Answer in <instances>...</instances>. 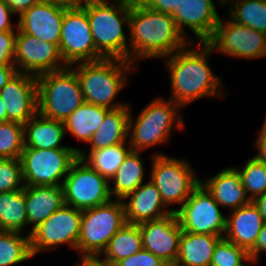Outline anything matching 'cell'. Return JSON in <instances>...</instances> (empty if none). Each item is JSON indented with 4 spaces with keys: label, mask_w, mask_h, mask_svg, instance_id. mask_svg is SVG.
Segmentation results:
<instances>
[{
    "label": "cell",
    "mask_w": 266,
    "mask_h": 266,
    "mask_svg": "<svg viewBox=\"0 0 266 266\" xmlns=\"http://www.w3.org/2000/svg\"><path fill=\"white\" fill-rule=\"evenodd\" d=\"M126 223L121 199L82 210L77 250L83 253L82 256H99Z\"/></svg>",
    "instance_id": "8992f818"
},
{
    "label": "cell",
    "mask_w": 266,
    "mask_h": 266,
    "mask_svg": "<svg viewBox=\"0 0 266 266\" xmlns=\"http://www.w3.org/2000/svg\"><path fill=\"white\" fill-rule=\"evenodd\" d=\"M23 188L24 182L22 177L21 160L0 159V193L20 190Z\"/></svg>",
    "instance_id": "8d00e7d4"
},
{
    "label": "cell",
    "mask_w": 266,
    "mask_h": 266,
    "mask_svg": "<svg viewBox=\"0 0 266 266\" xmlns=\"http://www.w3.org/2000/svg\"><path fill=\"white\" fill-rule=\"evenodd\" d=\"M59 50L67 66L104 59L96 50L87 13L83 8L65 10Z\"/></svg>",
    "instance_id": "7c38bea8"
},
{
    "label": "cell",
    "mask_w": 266,
    "mask_h": 266,
    "mask_svg": "<svg viewBox=\"0 0 266 266\" xmlns=\"http://www.w3.org/2000/svg\"><path fill=\"white\" fill-rule=\"evenodd\" d=\"M261 251L266 252V223L263 224V227L257 237L254 248L249 252V256L257 260V256Z\"/></svg>",
    "instance_id": "7bdbcfd3"
},
{
    "label": "cell",
    "mask_w": 266,
    "mask_h": 266,
    "mask_svg": "<svg viewBox=\"0 0 266 266\" xmlns=\"http://www.w3.org/2000/svg\"><path fill=\"white\" fill-rule=\"evenodd\" d=\"M139 228L143 248L161 258L169 266H174L183 232L175 212L158 220L141 223Z\"/></svg>",
    "instance_id": "2e32d148"
},
{
    "label": "cell",
    "mask_w": 266,
    "mask_h": 266,
    "mask_svg": "<svg viewBox=\"0 0 266 266\" xmlns=\"http://www.w3.org/2000/svg\"><path fill=\"white\" fill-rule=\"evenodd\" d=\"M82 210L64 204L29 233L32 256L62 243L77 249Z\"/></svg>",
    "instance_id": "4fadbf2b"
},
{
    "label": "cell",
    "mask_w": 266,
    "mask_h": 266,
    "mask_svg": "<svg viewBox=\"0 0 266 266\" xmlns=\"http://www.w3.org/2000/svg\"><path fill=\"white\" fill-rule=\"evenodd\" d=\"M252 202L258 208L264 223H266V192L256 197Z\"/></svg>",
    "instance_id": "c3c4849f"
},
{
    "label": "cell",
    "mask_w": 266,
    "mask_h": 266,
    "mask_svg": "<svg viewBox=\"0 0 266 266\" xmlns=\"http://www.w3.org/2000/svg\"><path fill=\"white\" fill-rule=\"evenodd\" d=\"M64 202L84 210L109 202V181L83 159L77 158L63 178Z\"/></svg>",
    "instance_id": "9c48e42d"
},
{
    "label": "cell",
    "mask_w": 266,
    "mask_h": 266,
    "mask_svg": "<svg viewBox=\"0 0 266 266\" xmlns=\"http://www.w3.org/2000/svg\"><path fill=\"white\" fill-rule=\"evenodd\" d=\"M77 158L73 148L24 147L20 157L24 186H62L60 179L67 176Z\"/></svg>",
    "instance_id": "ba28073f"
},
{
    "label": "cell",
    "mask_w": 266,
    "mask_h": 266,
    "mask_svg": "<svg viewBox=\"0 0 266 266\" xmlns=\"http://www.w3.org/2000/svg\"><path fill=\"white\" fill-rule=\"evenodd\" d=\"M221 3H227V2H229L230 0H219ZM226 1V2H225Z\"/></svg>",
    "instance_id": "f907efd6"
},
{
    "label": "cell",
    "mask_w": 266,
    "mask_h": 266,
    "mask_svg": "<svg viewBox=\"0 0 266 266\" xmlns=\"http://www.w3.org/2000/svg\"><path fill=\"white\" fill-rule=\"evenodd\" d=\"M131 40L130 62L136 59L169 57L190 45L179 32L171 14L148 9L139 0H131L129 25ZM133 53V54H132ZM132 54V55H131Z\"/></svg>",
    "instance_id": "6da1fadb"
},
{
    "label": "cell",
    "mask_w": 266,
    "mask_h": 266,
    "mask_svg": "<svg viewBox=\"0 0 266 266\" xmlns=\"http://www.w3.org/2000/svg\"><path fill=\"white\" fill-rule=\"evenodd\" d=\"M15 14L11 8L5 3L4 0H0V32L2 31H14L10 22V15Z\"/></svg>",
    "instance_id": "60d3db41"
},
{
    "label": "cell",
    "mask_w": 266,
    "mask_h": 266,
    "mask_svg": "<svg viewBox=\"0 0 266 266\" xmlns=\"http://www.w3.org/2000/svg\"><path fill=\"white\" fill-rule=\"evenodd\" d=\"M65 10L43 0L24 11L16 27L23 33L59 46Z\"/></svg>",
    "instance_id": "ac0fdd59"
},
{
    "label": "cell",
    "mask_w": 266,
    "mask_h": 266,
    "mask_svg": "<svg viewBox=\"0 0 266 266\" xmlns=\"http://www.w3.org/2000/svg\"><path fill=\"white\" fill-rule=\"evenodd\" d=\"M28 224L33 229L50 217L64 204L63 186H24Z\"/></svg>",
    "instance_id": "603a6c76"
},
{
    "label": "cell",
    "mask_w": 266,
    "mask_h": 266,
    "mask_svg": "<svg viewBox=\"0 0 266 266\" xmlns=\"http://www.w3.org/2000/svg\"><path fill=\"white\" fill-rule=\"evenodd\" d=\"M45 1H48L58 7L69 10V9L82 8L87 0H45Z\"/></svg>",
    "instance_id": "bcb514c9"
},
{
    "label": "cell",
    "mask_w": 266,
    "mask_h": 266,
    "mask_svg": "<svg viewBox=\"0 0 266 266\" xmlns=\"http://www.w3.org/2000/svg\"><path fill=\"white\" fill-rule=\"evenodd\" d=\"M219 206L200 183L180 209L172 210L183 231L224 237L227 217L220 212Z\"/></svg>",
    "instance_id": "30bf717a"
},
{
    "label": "cell",
    "mask_w": 266,
    "mask_h": 266,
    "mask_svg": "<svg viewBox=\"0 0 266 266\" xmlns=\"http://www.w3.org/2000/svg\"><path fill=\"white\" fill-rule=\"evenodd\" d=\"M80 266H113L105 260H100L99 256H82Z\"/></svg>",
    "instance_id": "7dc6e473"
},
{
    "label": "cell",
    "mask_w": 266,
    "mask_h": 266,
    "mask_svg": "<svg viewBox=\"0 0 266 266\" xmlns=\"http://www.w3.org/2000/svg\"><path fill=\"white\" fill-rule=\"evenodd\" d=\"M212 50L232 57L258 58L266 56V34L251 27L220 19L211 38L206 42Z\"/></svg>",
    "instance_id": "5bb4252c"
},
{
    "label": "cell",
    "mask_w": 266,
    "mask_h": 266,
    "mask_svg": "<svg viewBox=\"0 0 266 266\" xmlns=\"http://www.w3.org/2000/svg\"><path fill=\"white\" fill-rule=\"evenodd\" d=\"M7 122L6 105L0 95V123Z\"/></svg>",
    "instance_id": "681fc988"
},
{
    "label": "cell",
    "mask_w": 266,
    "mask_h": 266,
    "mask_svg": "<svg viewBox=\"0 0 266 266\" xmlns=\"http://www.w3.org/2000/svg\"><path fill=\"white\" fill-rule=\"evenodd\" d=\"M128 197H130V201L127 204L124 202L127 223L139 225L144 222L164 218L173 213L171 209L163 211L165 204L161 193L151 181L140 185L123 200Z\"/></svg>",
    "instance_id": "ffe728a7"
},
{
    "label": "cell",
    "mask_w": 266,
    "mask_h": 266,
    "mask_svg": "<svg viewBox=\"0 0 266 266\" xmlns=\"http://www.w3.org/2000/svg\"><path fill=\"white\" fill-rule=\"evenodd\" d=\"M130 107L128 105L110 110L100 127L91 136L90 151H96L116 144L126 143L128 137V120Z\"/></svg>",
    "instance_id": "484cf974"
},
{
    "label": "cell",
    "mask_w": 266,
    "mask_h": 266,
    "mask_svg": "<svg viewBox=\"0 0 266 266\" xmlns=\"http://www.w3.org/2000/svg\"><path fill=\"white\" fill-rule=\"evenodd\" d=\"M178 107L182 108L171 99H155L143 109L134 125L130 112L128 132L131 131L132 134L128 143L131 149L140 152L150 146L167 142L174 124L177 129H182L181 116L177 115Z\"/></svg>",
    "instance_id": "52a82bcc"
},
{
    "label": "cell",
    "mask_w": 266,
    "mask_h": 266,
    "mask_svg": "<svg viewBox=\"0 0 266 266\" xmlns=\"http://www.w3.org/2000/svg\"><path fill=\"white\" fill-rule=\"evenodd\" d=\"M114 266H169L161 258L142 248L136 254L118 261Z\"/></svg>",
    "instance_id": "74e56055"
},
{
    "label": "cell",
    "mask_w": 266,
    "mask_h": 266,
    "mask_svg": "<svg viewBox=\"0 0 266 266\" xmlns=\"http://www.w3.org/2000/svg\"><path fill=\"white\" fill-rule=\"evenodd\" d=\"M71 68L36 76L38 114L64 122L85 102L77 75Z\"/></svg>",
    "instance_id": "5b68a950"
},
{
    "label": "cell",
    "mask_w": 266,
    "mask_h": 266,
    "mask_svg": "<svg viewBox=\"0 0 266 266\" xmlns=\"http://www.w3.org/2000/svg\"><path fill=\"white\" fill-rule=\"evenodd\" d=\"M60 61L64 62L57 44L42 41L17 28L14 48V66L17 72L38 76L68 67L66 64L60 66Z\"/></svg>",
    "instance_id": "9a60e30c"
},
{
    "label": "cell",
    "mask_w": 266,
    "mask_h": 266,
    "mask_svg": "<svg viewBox=\"0 0 266 266\" xmlns=\"http://www.w3.org/2000/svg\"><path fill=\"white\" fill-rule=\"evenodd\" d=\"M152 163L150 181L157 186L165 206L174 203L182 206L201 182L183 160L156 153Z\"/></svg>",
    "instance_id": "8fae6325"
},
{
    "label": "cell",
    "mask_w": 266,
    "mask_h": 266,
    "mask_svg": "<svg viewBox=\"0 0 266 266\" xmlns=\"http://www.w3.org/2000/svg\"><path fill=\"white\" fill-rule=\"evenodd\" d=\"M7 110V121L25 124L38 113L37 79L28 73L17 72L0 89Z\"/></svg>",
    "instance_id": "e0dca14e"
},
{
    "label": "cell",
    "mask_w": 266,
    "mask_h": 266,
    "mask_svg": "<svg viewBox=\"0 0 266 266\" xmlns=\"http://www.w3.org/2000/svg\"><path fill=\"white\" fill-rule=\"evenodd\" d=\"M223 237L183 231L174 266H210L217 243Z\"/></svg>",
    "instance_id": "d4e9b609"
},
{
    "label": "cell",
    "mask_w": 266,
    "mask_h": 266,
    "mask_svg": "<svg viewBox=\"0 0 266 266\" xmlns=\"http://www.w3.org/2000/svg\"><path fill=\"white\" fill-rule=\"evenodd\" d=\"M237 171L246 193H251L249 195L251 201L266 192V164L253 157L242 170L237 169Z\"/></svg>",
    "instance_id": "e575fe53"
},
{
    "label": "cell",
    "mask_w": 266,
    "mask_h": 266,
    "mask_svg": "<svg viewBox=\"0 0 266 266\" xmlns=\"http://www.w3.org/2000/svg\"><path fill=\"white\" fill-rule=\"evenodd\" d=\"M244 261L256 263L258 260L251 258L245 249L223 237L214 249L210 266H241Z\"/></svg>",
    "instance_id": "d590c367"
},
{
    "label": "cell",
    "mask_w": 266,
    "mask_h": 266,
    "mask_svg": "<svg viewBox=\"0 0 266 266\" xmlns=\"http://www.w3.org/2000/svg\"><path fill=\"white\" fill-rule=\"evenodd\" d=\"M21 232L0 231V266H12L32 258L29 235Z\"/></svg>",
    "instance_id": "1f68e13d"
},
{
    "label": "cell",
    "mask_w": 266,
    "mask_h": 266,
    "mask_svg": "<svg viewBox=\"0 0 266 266\" xmlns=\"http://www.w3.org/2000/svg\"><path fill=\"white\" fill-rule=\"evenodd\" d=\"M256 145L258 147V154L255 157L266 164V118L262 126V130L258 136Z\"/></svg>",
    "instance_id": "ee69618b"
},
{
    "label": "cell",
    "mask_w": 266,
    "mask_h": 266,
    "mask_svg": "<svg viewBox=\"0 0 266 266\" xmlns=\"http://www.w3.org/2000/svg\"><path fill=\"white\" fill-rule=\"evenodd\" d=\"M64 135L63 121L48 119L38 113L24 124L25 147L37 149L73 148L78 153L79 149L59 145Z\"/></svg>",
    "instance_id": "cb8c5ba5"
},
{
    "label": "cell",
    "mask_w": 266,
    "mask_h": 266,
    "mask_svg": "<svg viewBox=\"0 0 266 266\" xmlns=\"http://www.w3.org/2000/svg\"><path fill=\"white\" fill-rule=\"evenodd\" d=\"M27 224L24 188L0 193V231L21 232Z\"/></svg>",
    "instance_id": "f546056e"
},
{
    "label": "cell",
    "mask_w": 266,
    "mask_h": 266,
    "mask_svg": "<svg viewBox=\"0 0 266 266\" xmlns=\"http://www.w3.org/2000/svg\"><path fill=\"white\" fill-rule=\"evenodd\" d=\"M230 4L234 6L230 9L232 21L266 34V0H236Z\"/></svg>",
    "instance_id": "d6a6232c"
},
{
    "label": "cell",
    "mask_w": 266,
    "mask_h": 266,
    "mask_svg": "<svg viewBox=\"0 0 266 266\" xmlns=\"http://www.w3.org/2000/svg\"><path fill=\"white\" fill-rule=\"evenodd\" d=\"M148 9L173 15L183 0H139Z\"/></svg>",
    "instance_id": "ab89813d"
},
{
    "label": "cell",
    "mask_w": 266,
    "mask_h": 266,
    "mask_svg": "<svg viewBox=\"0 0 266 266\" xmlns=\"http://www.w3.org/2000/svg\"><path fill=\"white\" fill-rule=\"evenodd\" d=\"M15 31L0 32V65H14Z\"/></svg>",
    "instance_id": "f35d334b"
},
{
    "label": "cell",
    "mask_w": 266,
    "mask_h": 266,
    "mask_svg": "<svg viewBox=\"0 0 266 266\" xmlns=\"http://www.w3.org/2000/svg\"><path fill=\"white\" fill-rule=\"evenodd\" d=\"M17 73L14 65H0V89H2Z\"/></svg>",
    "instance_id": "f6af8a7d"
},
{
    "label": "cell",
    "mask_w": 266,
    "mask_h": 266,
    "mask_svg": "<svg viewBox=\"0 0 266 266\" xmlns=\"http://www.w3.org/2000/svg\"><path fill=\"white\" fill-rule=\"evenodd\" d=\"M207 180L200 183L221 206L235 210L252 202L247 197L240 174L235 168H226Z\"/></svg>",
    "instance_id": "7402d4cb"
},
{
    "label": "cell",
    "mask_w": 266,
    "mask_h": 266,
    "mask_svg": "<svg viewBox=\"0 0 266 266\" xmlns=\"http://www.w3.org/2000/svg\"><path fill=\"white\" fill-rule=\"evenodd\" d=\"M24 147V125L0 123V159H20Z\"/></svg>",
    "instance_id": "836d02e7"
},
{
    "label": "cell",
    "mask_w": 266,
    "mask_h": 266,
    "mask_svg": "<svg viewBox=\"0 0 266 266\" xmlns=\"http://www.w3.org/2000/svg\"><path fill=\"white\" fill-rule=\"evenodd\" d=\"M172 16L184 37L185 25L194 32L200 43L211 38L220 20L212 0H183Z\"/></svg>",
    "instance_id": "d6986e66"
},
{
    "label": "cell",
    "mask_w": 266,
    "mask_h": 266,
    "mask_svg": "<svg viewBox=\"0 0 266 266\" xmlns=\"http://www.w3.org/2000/svg\"><path fill=\"white\" fill-rule=\"evenodd\" d=\"M116 1L110 6L106 0H89L82 8L87 13L96 50L104 58L130 61L122 24L129 25L131 0Z\"/></svg>",
    "instance_id": "3957f363"
},
{
    "label": "cell",
    "mask_w": 266,
    "mask_h": 266,
    "mask_svg": "<svg viewBox=\"0 0 266 266\" xmlns=\"http://www.w3.org/2000/svg\"><path fill=\"white\" fill-rule=\"evenodd\" d=\"M5 3L11 8V10L19 16L33 5L40 3L43 0H4Z\"/></svg>",
    "instance_id": "b9f144b4"
},
{
    "label": "cell",
    "mask_w": 266,
    "mask_h": 266,
    "mask_svg": "<svg viewBox=\"0 0 266 266\" xmlns=\"http://www.w3.org/2000/svg\"><path fill=\"white\" fill-rule=\"evenodd\" d=\"M264 220L253 202L233 210L226 219V236L224 238L248 253L254 248Z\"/></svg>",
    "instance_id": "44dd1931"
},
{
    "label": "cell",
    "mask_w": 266,
    "mask_h": 266,
    "mask_svg": "<svg viewBox=\"0 0 266 266\" xmlns=\"http://www.w3.org/2000/svg\"><path fill=\"white\" fill-rule=\"evenodd\" d=\"M130 61L119 58H104L94 62H81L72 69L79 80L85 102L110 110L123 107L113 104L114 97L126 84L127 71L132 69Z\"/></svg>",
    "instance_id": "277c9868"
},
{
    "label": "cell",
    "mask_w": 266,
    "mask_h": 266,
    "mask_svg": "<svg viewBox=\"0 0 266 266\" xmlns=\"http://www.w3.org/2000/svg\"><path fill=\"white\" fill-rule=\"evenodd\" d=\"M200 45L203 47L200 52L186 50L185 46L167 61L171 76V99L173 98L172 101L181 107L204 96L216 97L222 94L217 93L218 86H222L220 79L212 73L207 63L213 50L206 42Z\"/></svg>",
    "instance_id": "7a4b0ae2"
},
{
    "label": "cell",
    "mask_w": 266,
    "mask_h": 266,
    "mask_svg": "<svg viewBox=\"0 0 266 266\" xmlns=\"http://www.w3.org/2000/svg\"><path fill=\"white\" fill-rule=\"evenodd\" d=\"M125 144L126 143H120L96 151H90L87 157L85 152L79 150L78 157L83 159L110 182L111 178L123 163L125 157L132 150L130 145L126 148L124 146Z\"/></svg>",
    "instance_id": "4dcf8cb0"
},
{
    "label": "cell",
    "mask_w": 266,
    "mask_h": 266,
    "mask_svg": "<svg viewBox=\"0 0 266 266\" xmlns=\"http://www.w3.org/2000/svg\"><path fill=\"white\" fill-rule=\"evenodd\" d=\"M143 167L139 151L131 150L115 175L111 178V180H114L115 186H113V189L109 187L110 195L113 193L116 195V198L123 200L129 193L142 185L144 177Z\"/></svg>",
    "instance_id": "83f0119b"
},
{
    "label": "cell",
    "mask_w": 266,
    "mask_h": 266,
    "mask_svg": "<svg viewBox=\"0 0 266 266\" xmlns=\"http://www.w3.org/2000/svg\"><path fill=\"white\" fill-rule=\"evenodd\" d=\"M143 248L142 234L137 224L126 223L109 241L103 251L105 261L113 266Z\"/></svg>",
    "instance_id": "f1b7e54d"
},
{
    "label": "cell",
    "mask_w": 266,
    "mask_h": 266,
    "mask_svg": "<svg viewBox=\"0 0 266 266\" xmlns=\"http://www.w3.org/2000/svg\"><path fill=\"white\" fill-rule=\"evenodd\" d=\"M110 109L84 102L65 121L64 128L80 140L89 142Z\"/></svg>",
    "instance_id": "4316f807"
}]
</instances>
